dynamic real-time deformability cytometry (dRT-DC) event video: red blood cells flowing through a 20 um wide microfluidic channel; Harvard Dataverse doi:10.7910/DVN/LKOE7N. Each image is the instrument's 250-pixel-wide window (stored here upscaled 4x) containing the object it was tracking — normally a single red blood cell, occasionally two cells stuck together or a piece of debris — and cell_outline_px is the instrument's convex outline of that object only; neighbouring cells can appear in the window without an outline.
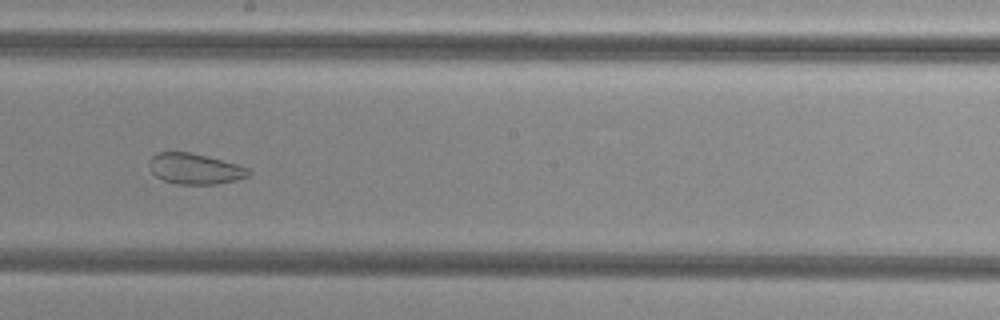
{"species": "common noctule bat (a hibernating species)", "species_latin": "Nyctalus noctula", "temperature_condition": "cold", "stored_images_in_passage": 52, "camera_frame_rate_fps": 3000, "um_per_image_px": 0.085, "animal": {"sex": "female", "body_mass_g": 29.2, "forearm_length_mm": 56.3}, "frame": {"image": 1, "passage_image": 29, "time_ms": 9.333, "image_size_px": [1000, 320], "cell_outline_px": [[252, 176], [236, 180], [216, 184], [176, 184], [164, 180], [156, 176], [152, 172], [148, 164], [148, 160], [156, 152], [188, 152], [208, 156], [252, 168]], "centroid_in_image_um": [16.62, 14.34], "position_along_channel_um": 231.6, "area_um2": 18.09}}
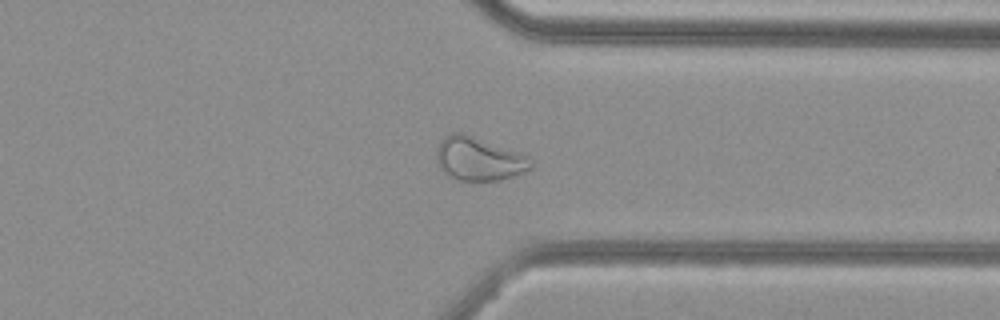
{"frame": {"image": 2, "passage_image": 40, "time_ms": 13.0, "image_size_px": [1000, 320], "cell_outline_px": [[532, 168], [512, 176], [500, 180], [460, 180], [444, 172], [440, 168], [436, 160], [436, 148], [440, 140], [444, 136], [452, 132], [460, 132], [528, 156], [532, 164]], "centroid_in_image_um": [40.65, 13.5], "position_along_channel_um": 370.8, "area_um2": 23.41}}
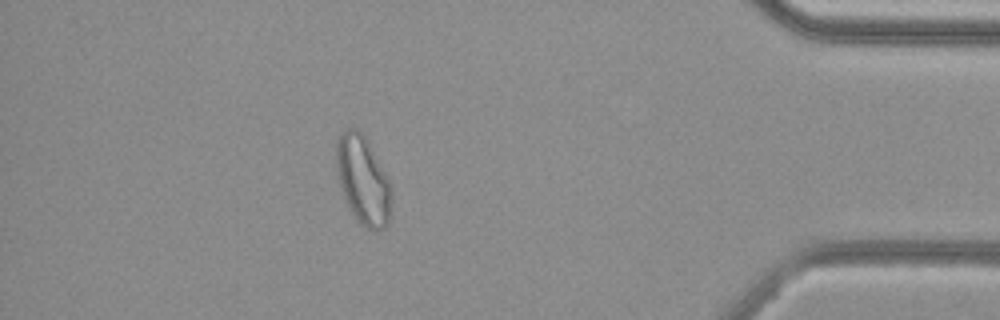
{"frame": {"image": 3, "passage_image": 46, "time_ms": 15.0, "image_size_px": [1000, 320], "cell_outline_px": [[392, 196], [388, 224], [384, 228], [368, 228], [360, 224], [352, 216], [340, 188], [336, 172], [336, 144], [344, 128], [356, 128], [368, 140], [388, 176], [392, 188]], "centroid_in_image_um": [30.85, 15.3], "position_along_channel_um": 404.3, "area_um2": 28.78}, "authors_computed_cell_mechanics": {"area_um2": 27.5417, "velocity_mm_per_s": 3.8083, "shape_relaxation_time_tau1_ms": null, "shape_relaxation_time_tau2_ms": 1.6173, "deformation_change_tau1": null, "deformation_change_tau2": 0.0678}}